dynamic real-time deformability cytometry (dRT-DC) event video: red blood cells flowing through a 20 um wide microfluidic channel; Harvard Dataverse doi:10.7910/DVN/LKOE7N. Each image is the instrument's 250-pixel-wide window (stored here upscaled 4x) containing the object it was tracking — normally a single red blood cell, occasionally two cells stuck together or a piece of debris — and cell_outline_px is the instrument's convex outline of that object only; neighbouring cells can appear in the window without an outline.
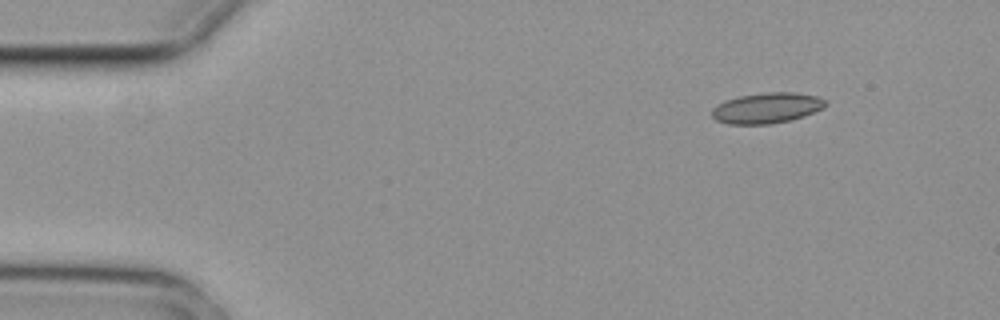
{"species": "common noctule bat (a hibernating species)", "species_latin": "Nyctalus noctula", "temperature_condition": "cold", "stored_images_in_passage": 8, "camera_frame_rate_fps": 3000, "um_per_image_px": 0.085, "animal": {"sex": "female", "body_mass_g": 29.2, "forearm_length_mm": 56.3}, "frame": {"image": 1, "passage_image": 2, "time_ms": 0.333, "image_size_px": [1000, 320], "cell_outline_px": [[828, 104], [824, 108], [804, 116], [788, 120], [768, 124], [728, 124], [716, 120], [712, 116], [712, 108], [716, 104], [724, 100], [740, 96], [764, 92], [792, 92], [816, 96], [824, 100]], "centroid_in_image_um": [65.15, 9.17], "position_along_channel_um": 19.9, "area_um2": 20.23}}
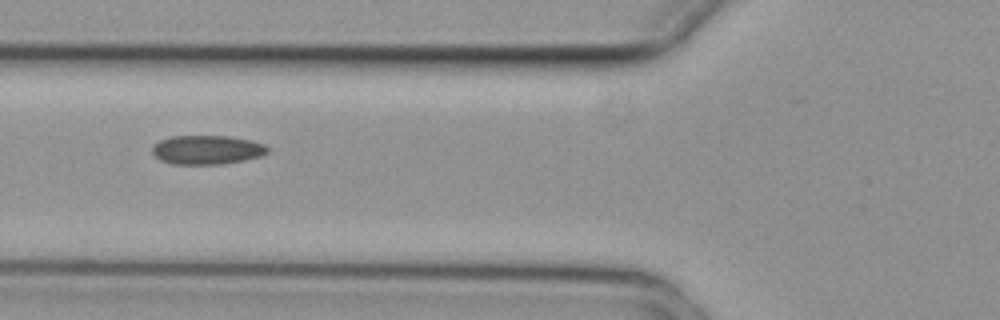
{"frame": {"image": 2, "passage_image": 6, "time_ms": 1.667, "image_size_px": [1000, 320], "cell_outline_px": [[268, 152], [260, 156], [244, 160], [224, 164], [172, 164], [160, 160], [152, 152], [152, 148], [160, 140], [172, 136], [228, 136], [252, 140], [264, 144], [268, 148]], "centroid_in_image_um": [17.61, 12.73], "position_along_channel_um": 108.2, "area_um2": 19.48}}
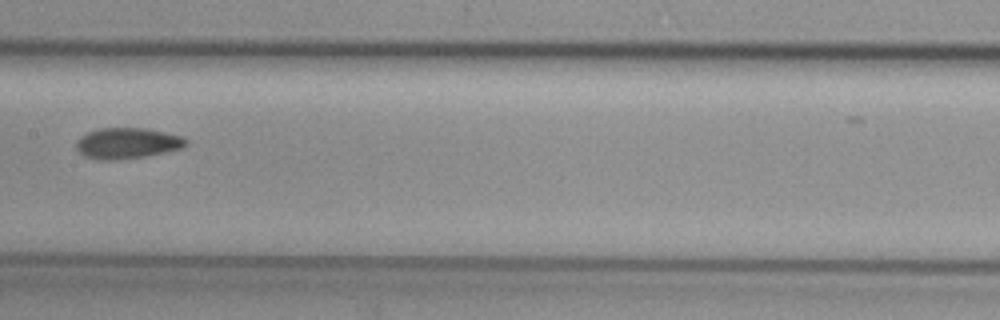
{"frame": {"image": 3, "passage_image": 8, "time_ms": 2.333, "image_size_px": [1000, 320], "cell_outline_px": [[188, 144], [180, 148], [164, 152], [144, 156], [116, 160], [96, 160], [84, 156], [76, 148], [76, 140], [80, 136], [88, 132], [100, 128], [144, 128], [184, 136], [188, 140]], "centroid_in_image_um": [10.79, 12.17], "position_along_channel_um": 196.6, "area_um2": 19.77}}